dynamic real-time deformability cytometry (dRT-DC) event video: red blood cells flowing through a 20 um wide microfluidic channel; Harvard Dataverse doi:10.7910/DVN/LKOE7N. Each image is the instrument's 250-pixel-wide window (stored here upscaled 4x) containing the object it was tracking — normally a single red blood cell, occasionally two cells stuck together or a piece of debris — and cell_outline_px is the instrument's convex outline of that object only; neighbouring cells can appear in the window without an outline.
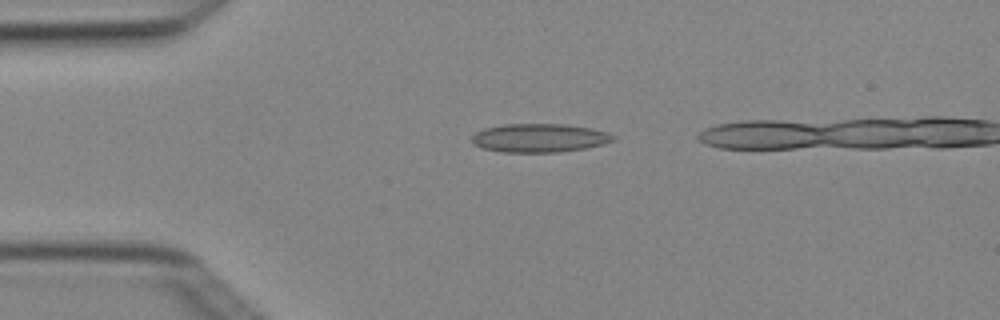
{"species": "Egyptian fruit bat (a non-hibernating species)", "species_latin": "Rousettus aegyptiacus", "temperature_condition": "cold", "stored_images_in_passage": 3, "camera_frame_rate_fps": 3000, "um_per_image_px": 0.085, "animal": {"sex": "female"}, "frame": {"image": 1, "passage_image": 1, "time_ms": 0.0, "image_size_px": [1000, 320], "cell_outline_px": [[616, 140], [584, 148], [560, 152], [504, 152], [484, 148], [472, 144], [472, 136], [476, 132], [484, 128], [504, 124], [564, 124], [592, 128], [608, 132], [616, 136]], "centroid_in_image_um": [45.86, 11.72], "position_along_channel_um": 39.1, "area_um2": 23.52}}
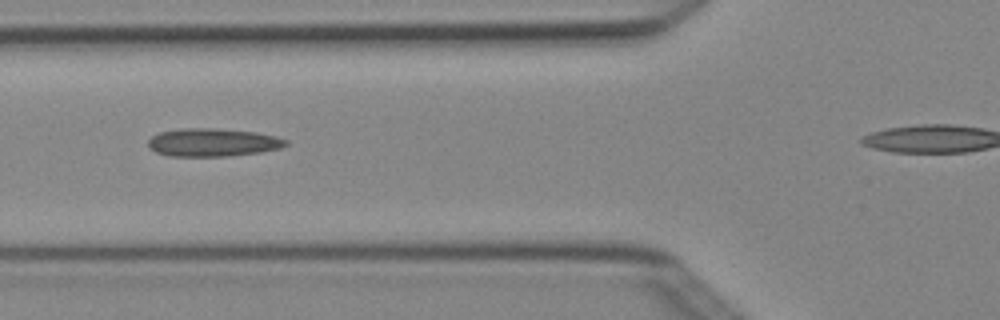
{"frame": {"image": 2, "passage_image": 3, "time_ms": 0.667, "image_size_px": [1000, 320], "cell_outline_px": [[288, 144], [280, 148], [260, 152], [228, 156], [168, 156], [156, 152], [148, 148], [148, 140], [152, 136], [160, 132], [184, 128], [212, 128], [256, 132], [276, 136], [288, 140]], "centroid_in_image_um": [18.08, 12.11], "position_along_channel_um": 107.7, "area_um2": 22.54}}